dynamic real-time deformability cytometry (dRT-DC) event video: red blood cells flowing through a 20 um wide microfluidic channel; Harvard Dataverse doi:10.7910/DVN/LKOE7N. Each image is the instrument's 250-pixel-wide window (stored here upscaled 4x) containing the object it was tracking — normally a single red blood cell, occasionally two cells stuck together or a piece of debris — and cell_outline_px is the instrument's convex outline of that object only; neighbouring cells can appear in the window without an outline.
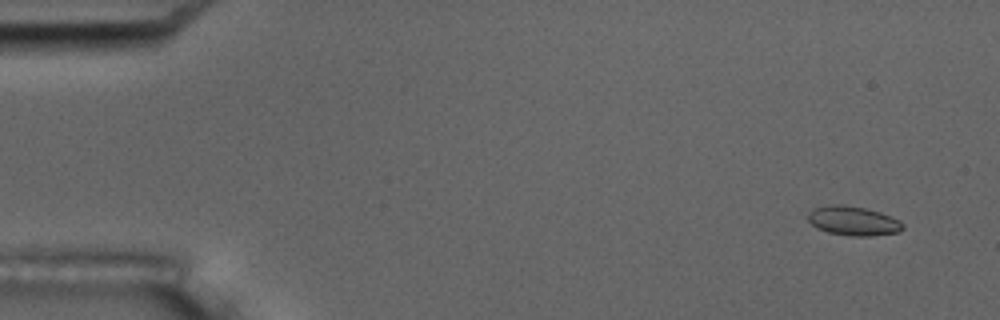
{"species": "common noctule bat (a hibernating species)", "species_latin": "Nyctalus noctula", "temperature_condition": "room temperature", "stored_images_in_passage": 5, "camera_frame_rate_fps": 3000, "um_per_image_px": 0.085, "animal": {"sex": "male", "body_mass_g": 17.5, "forearm_length_mm": 52.3}, "frame": {"image": 1, "passage_image": 2, "time_ms": 1.0, "image_size_px": [1000, 320], "cell_outline_px": [[904, 228], [900, 232], [872, 236], [848, 236], [828, 232], [816, 228], [808, 220], [808, 212], [816, 208], [832, 204], [844, 204], [864, 208], [880, 212], [900, 220], [904, 224]], "centroid_in_image_um": [72.55, 18.78], "position_along_channel_um": 12.5, "area_um2": 16.3}}